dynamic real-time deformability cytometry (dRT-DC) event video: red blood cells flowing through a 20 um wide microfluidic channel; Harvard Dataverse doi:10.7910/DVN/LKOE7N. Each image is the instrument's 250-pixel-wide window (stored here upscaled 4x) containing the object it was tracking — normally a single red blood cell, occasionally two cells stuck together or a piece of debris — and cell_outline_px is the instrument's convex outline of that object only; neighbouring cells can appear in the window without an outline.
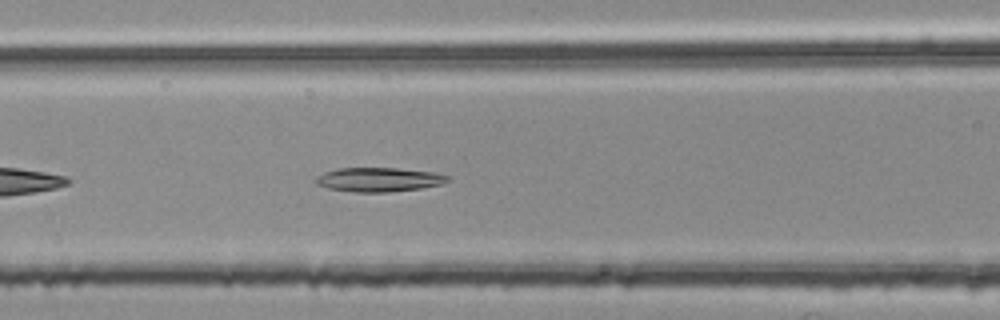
{"species": "common noctule bat (a hibernating species)", "species_latin": "Nyctalus noctula", "temperature_condition": "room temperature", "stored_images_in_passage": 33, "camera_frame_rate_fps": 3000, "um_per_image_px": 0.085, "animal": {"sex": "female", "body_mass_g": 25.1}, "frame": {"image": 1, "passage_image": 8, "time_ms": 2.333, "image_size_px": [1000, 320], "cell_outline_px": [[452, 180], [444, 184], [420, 188], [388, 192], [356, 192], [328, 188], [316, 184], [316, 176], [324, 172], [336, 168], [396, 168], [432, 172], [452, 176]], "centroid_in_image_um": [32.25, 15.26], "position_along_channel_um": 134.4, "area_um2": 18.67}}
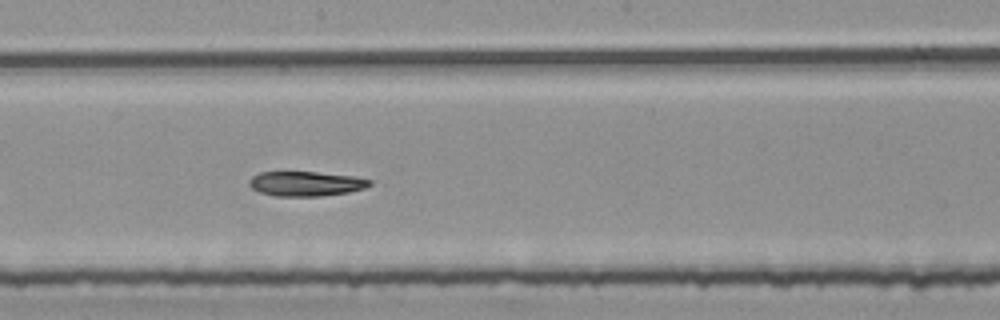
{"frame": {"image": 2, "passage_image": 15, "time_ms": 4.667, "image_size_px": [1000, 320], "cell_outline_px": [[372, 184], [364, 188], [348, 192], [320, 196], [276, 196], [260, 192], [252, 188], [248, 184], [248, 180], [252, 176], [260, 172], [316, 172], [352, 176], [372, 180]], "centroid_in_image_um": [25.98, 15.61], "position_along_channel_um": 222.2, "area_um2": 17.28}}
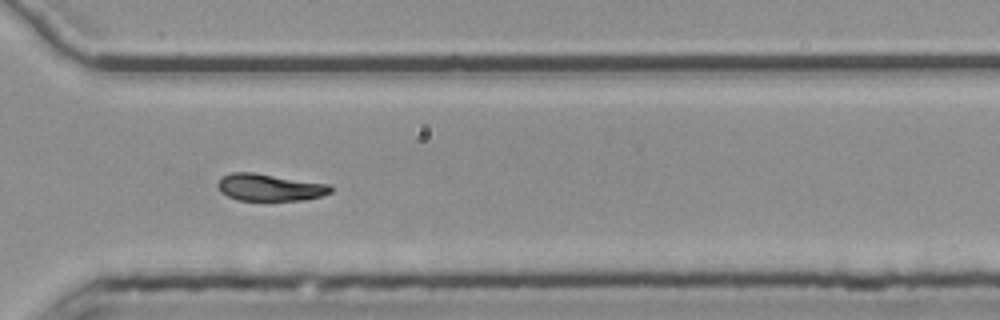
{"frame": {"image": 3, "passage_image": 25, "time_ms": 8.0, "image_size_px": [1000, 320], "cell_outline_px": [[332, 192], [324, 196], [304, 200], [236, 200], [220, 192], [216, 184], [224, 176], [232, 172], [256, 172], [332, 184]], "centroid_in_image_um": [22.98, 15.92], "position_along_channel_um": 347.6, "area_um2": 18.15}}